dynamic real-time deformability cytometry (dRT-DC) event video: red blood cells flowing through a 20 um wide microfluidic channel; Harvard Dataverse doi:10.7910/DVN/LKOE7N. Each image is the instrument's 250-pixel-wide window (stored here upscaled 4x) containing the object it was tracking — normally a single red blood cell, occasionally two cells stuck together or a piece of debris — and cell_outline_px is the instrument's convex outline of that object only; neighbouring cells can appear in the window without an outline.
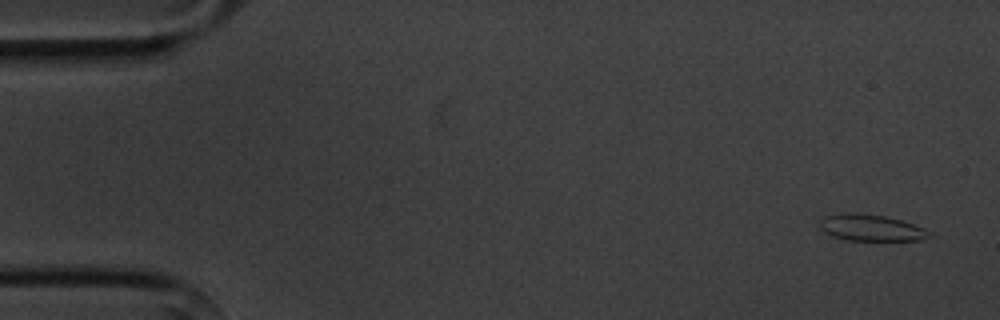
{"species": "common noctule bat (a hibernating species)", "species_latin": "Nyctalus noctula", "temperature_condition": "cold", "stored_images_in_passage": 5, "camera_frame_rate_fps": 3000, "um_per_image_px": 0.085, "animal": {"sex": "male", "body_mass_g": 20.1, "forearm_length_mm": 53.5}, "frame": {"image": 1, "passage_image": 1, "time_ms": 0.0, "image_size_px": [1000, 320], "cell_outline_px": [[932, 232], [928, 236], [920, 240], [848, 240], [832, 236], [820, 228], [820, 220], [824, 216], [848, 212], [884, 216], [900, 220], [924, 228]], "centroid_in_image_um": [74.01, 19.36], "position_along_channel_um": 11.0, "area_um2": 16.59}}